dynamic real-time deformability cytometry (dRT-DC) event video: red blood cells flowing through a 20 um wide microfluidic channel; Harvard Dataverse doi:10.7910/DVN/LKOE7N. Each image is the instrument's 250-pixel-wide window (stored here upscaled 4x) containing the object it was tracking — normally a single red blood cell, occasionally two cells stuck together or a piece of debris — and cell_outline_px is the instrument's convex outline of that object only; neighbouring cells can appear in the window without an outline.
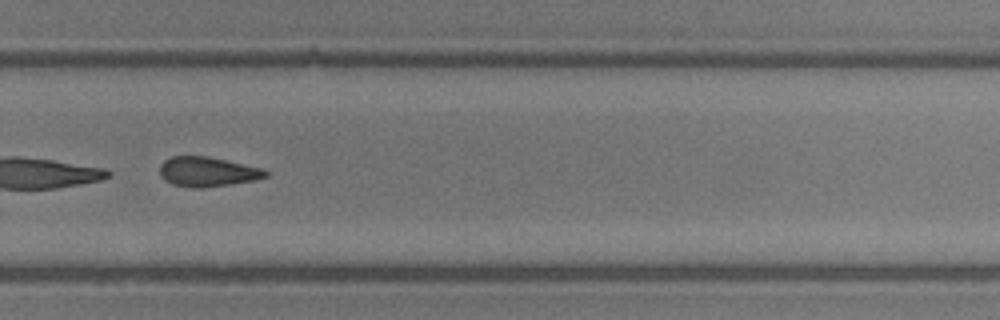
{"species": "common noctule bat (a hibernating species)", "species_latin": "Nyctalus noctula", "temperature_condition": "room temperature", "stored_images_in_passage": 22, "camera_frame_rate_fps": 3000, "um_per_image_px": 0.085, "animal": {"sex": "male", "body_mass_g": 13.3}, "frame": {"image": 1, "passage_image": 13, "time_ms": 4.0, "image_size_px": [1000, 320], "cell_outline_px": [[268, 176], [256, 180], [200, 188], [196, 188], [172, 184], [164, 180], [160, 176], [160, 164], [164, 160], [172, 156], [208, 156], [260, 168], [268, 172]], "centroid_in_image_um": [17.59, 14.59], "position_along_channel_um": 312.2, "area_um2": 18.15}}